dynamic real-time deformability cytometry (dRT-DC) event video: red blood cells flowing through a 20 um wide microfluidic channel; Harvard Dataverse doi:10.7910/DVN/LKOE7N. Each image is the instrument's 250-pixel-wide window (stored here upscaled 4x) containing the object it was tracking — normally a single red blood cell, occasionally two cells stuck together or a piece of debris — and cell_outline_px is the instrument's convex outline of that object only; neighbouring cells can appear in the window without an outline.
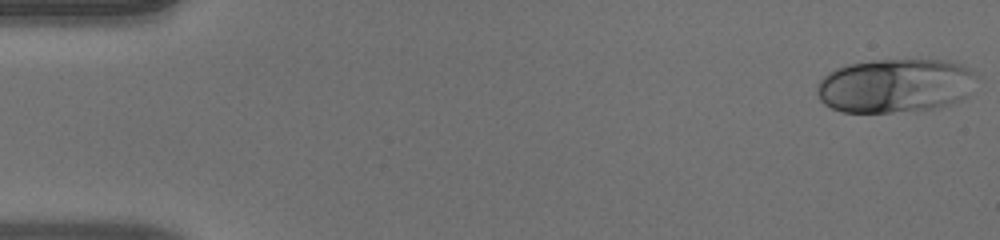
{"species": "human", "species_latin": "Homo sapiens", "temperature_condition": "warm", "stored_images_in_passage": 50, "camera_frame_rate_fps": 3000, "um_per_image_px": 0.085, "donor": {"sex": "male"}, "frame": {"image": 1, "passage_image": 1, "time_ms": 0.0, "image_size_px": [1000, 240], "cell_outline_px": [[972, 72], [968, 96], [960, 100], [948, 104], [932, 108], [892, 112], [844, 112], [832, 108], [824, 104], [820, 100], [816, 92], [816, 84], [828, 72], [836, 68], [848, 64], [872, 60], [944, 60], [960, 64], [968, 68]], "centroid_in_image_um": [75.99, 7.27], "position_along_channel_um": 9.0, "area_um2": 49.71}}
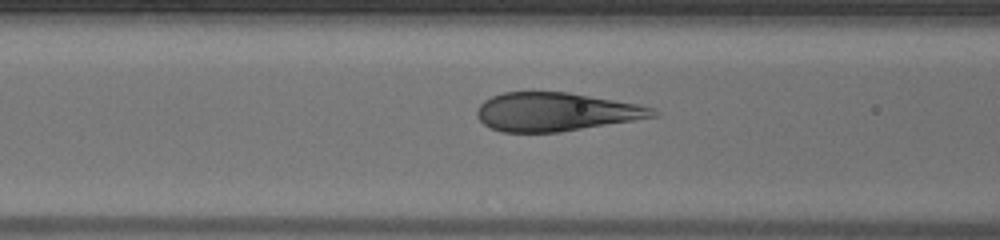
{"frame": {"image": 2, "passage_image": 20, "time_ms": 6.333, "image_size_px": [1000, 240], "cell_outline_px": [[660, 116], [560, 132], [500, 132], [484, 124], [476, 116], [476, 108], [484, 100], [492, 96], [504, 92], [568, 92], [640, 104], [656, 108], [660, 112]], "centroid_in_image_um": [47.28, 9.5], "position_along_channel_um": 119.3, "area_um2": 39.77}}
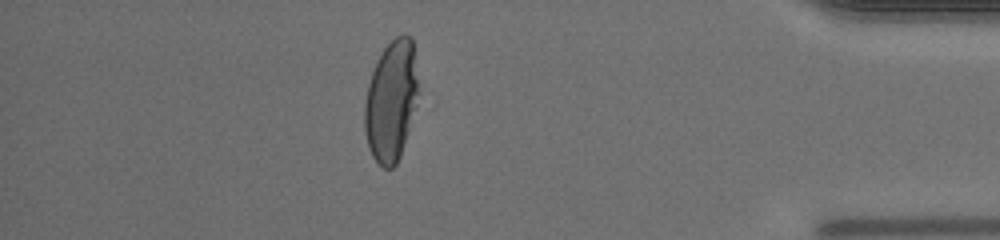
{"frame": {"image": 3, "passage_image": 44, "time_ms": 14.333, "image_size_px": [1000, 240], "cell_outline_px": [[420, 92], [400, 156], [396, 164], [392, 168], [384, 168], [372, 156], [368, 148], [364, 128], [364, 104], [368, 84], [372, 72], [384, 48], [396, 36], [404, 32], [412, 36]], "centroid_in_image_um": [33.27, 8.54], "position_along_channel_um": 401.9, "area_um2": 38.03}, "authors_computed_cell_mechanics": {"area_um2": 41.7605, "velocity_mm_per_s": 4.0217, "shape_relaxation_time_tau1_ms": 4.1545, "shape_relaxation_time_tau2_ms": null, "deformation_change_tau1": 0.225, "deformation_change_tau2": null}}